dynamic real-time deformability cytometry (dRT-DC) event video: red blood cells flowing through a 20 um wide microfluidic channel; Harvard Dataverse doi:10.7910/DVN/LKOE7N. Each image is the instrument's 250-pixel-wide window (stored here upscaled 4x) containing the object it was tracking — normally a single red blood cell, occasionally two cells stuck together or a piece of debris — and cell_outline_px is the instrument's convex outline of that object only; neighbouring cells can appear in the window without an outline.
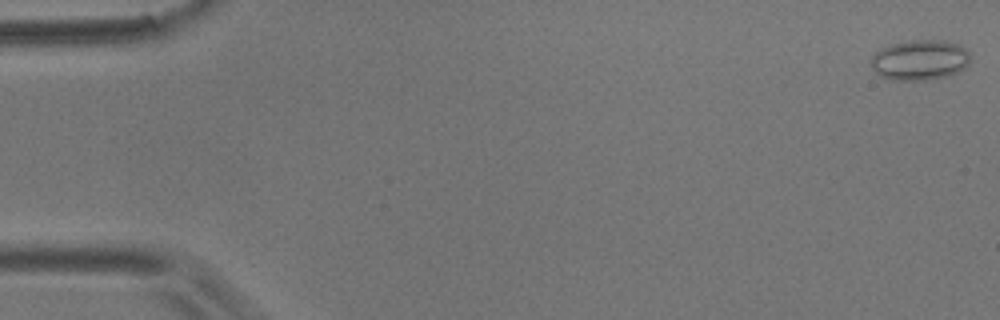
{"species": "common noctule bat (a hibernating species)", "species_latin": "Nyctalus noctula", "temperature_condition": "room temperature", "stored_images_in_passage": 6, "camera_frame_rate_fps": 3000, "um_per_image_px": 0.085, "animal": {"sex": "male", "body_mass_g": 17.9}, "frame": {"image": 1, "passage_image": 6, "time_ms": 1.667, "image_size_px": [1000, 320], "cell_outline_px": [[968, 64], [960, 72], [952, 76], [924, 80], [888, 80], [880, 76], [872, 68], [872, 56], [880, 48], [892, 44], [908, 40], [948, 40], [960, 44], [968, 52]], "centroid_in_image_um": [78.2, 5.1], "position_along_channel_um": 6.8, "area_um2": 23.64}}